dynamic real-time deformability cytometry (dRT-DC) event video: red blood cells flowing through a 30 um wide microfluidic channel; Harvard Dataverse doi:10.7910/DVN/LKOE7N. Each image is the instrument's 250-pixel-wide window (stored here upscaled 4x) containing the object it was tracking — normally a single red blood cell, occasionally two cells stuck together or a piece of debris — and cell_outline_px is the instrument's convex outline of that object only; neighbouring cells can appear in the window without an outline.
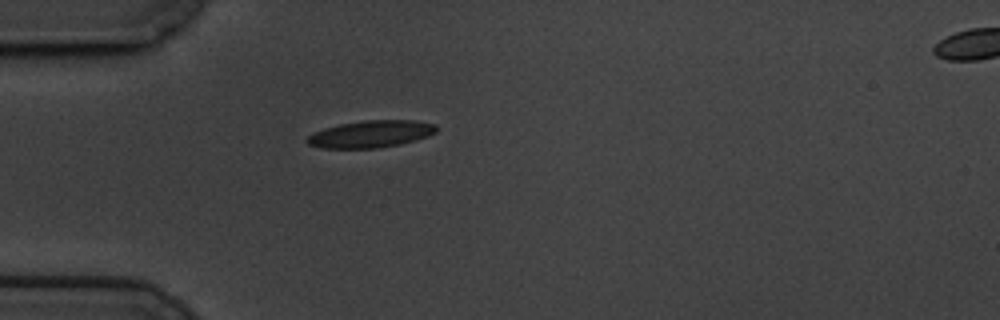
{"species": "common noctule bat (a hibernating species)", "species_latin": "Nyctalus noctula", "temperature_condition": "cold", "stored_images_in_passage": 43, "camera_frame_rate_fps": 3000, "um_per_image_px": 0.085, "animal": {"sex": "male", "body_mass_g": 19.5, "forearm_length_mm": 54.6}, "frame": {"image": 1, "passage_image": 1, "time_ms": 0.0, "image_size_px": [1000, 320], "cell_outline_px": [[440, 128], [436, 132], [428, 136], [400, 144], [376, 148], [320, 148], [308, 144], [304, 140], [312, 132], [324, 128], [340, 124], [364, 120], [416, 120], [436, 124]], "centroid_in_image_um": [31.52, 11.38], "position_along_channel_um": 53.5, "area_um2": 20.58}}
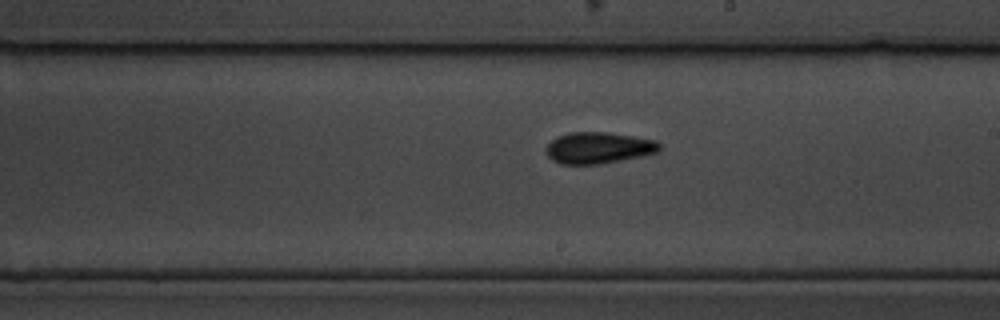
{"frame": {"image": 2, "passage_image": 18, "time_ms": 5.667, "image_size_px": [1000, 320], "cell_outline_px": [[660, 148], [656, 152], [640, 156], [600, 164], [560, 164], [552, 160], [544, 152], [544, 148], [556, 136], [568, 132], [608, 132], [656, 140], [660, 144]], "centroid_in_image_um": [50.8, 12.56], "position_along_channel_um": 238.2, "area_um2": 20.81}}
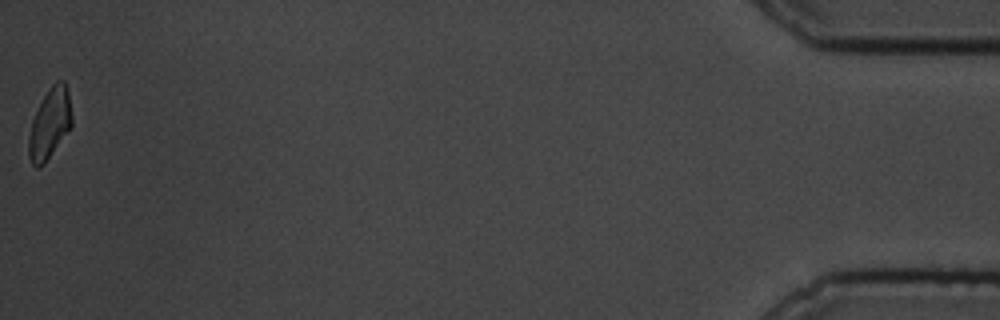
{"frame": {"image": 3, "passage_image": 43, "time_ms": 14.0, "image_size_px": [1000, 320], "cell_outline_px": [[72, 128], [44, 164], [40, 168], [36, 168], [32, 164], [28, 156], [28, 136], [32, 120], [44, 96], [52, 84], [56, 80], [64, 80], [68, 88], [72, 116]], "centroid_in_image_um": [4.25, 10.53], "position_along_channel_um": 431.0, "area_um2": 17.98}, "authors_computed_cell_mechanics": {"area_um2": 19.4208, "velocity_mm_per_s": 3.4249, "shape_relaxation_time_tau1_ms": 4.8448, "shape_relaxation_time_tau2_ms": 8.7981, "deformation_change_tau1": 0.1012, "deformation_change_tau2": 0.1454}}